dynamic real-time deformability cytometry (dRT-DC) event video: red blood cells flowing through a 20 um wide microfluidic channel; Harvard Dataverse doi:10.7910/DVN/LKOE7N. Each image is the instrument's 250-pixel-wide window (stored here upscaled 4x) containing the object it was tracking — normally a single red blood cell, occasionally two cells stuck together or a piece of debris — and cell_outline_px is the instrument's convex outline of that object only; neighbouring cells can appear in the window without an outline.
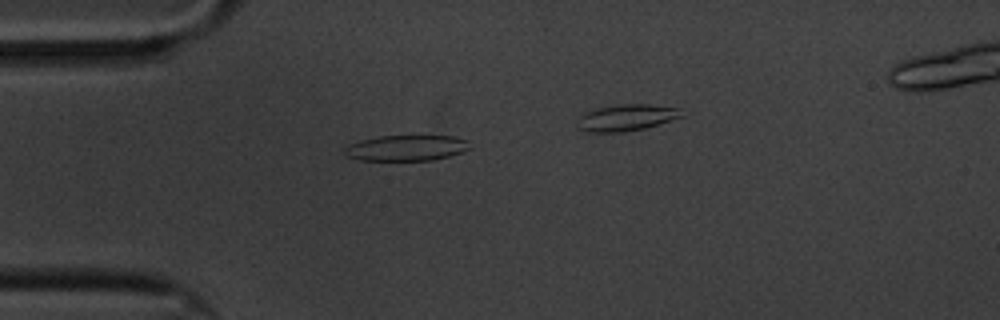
{"species": "common noctule bat (a hibernating species)", "species_latin": "Nyctalus noctula", "temperature_condition": "cold", "stored_images_in_passage": 19, "camera_frame_rate_fps": 3000, "um_per_image_px": 0.085, "animal": {"sex": "male", "body_mass_g": 20.1, "forearm_length_mm": 53.5}, "frame": {"image": 1, "passage_image": 6, "time_ms": 1.667, "image_size_px": [1000, 320], "cell_outline_px": [[472, 148], [464, 152], [432, 160], [360, 160], [344, 156], [344, 148], [348, 144], [380, 136], [452, 136], [468, 140]], "centroid_in_image_um": [34.56, 12.58], "position_along_channel_um": 50.4, "area_um2": 18.79}}
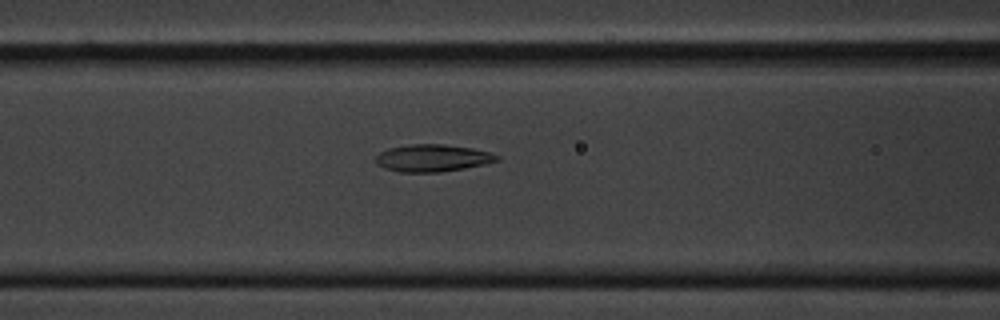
{"frame": {"image": 2, "passage_image": 14, "time_ms": 4.333, "image_size_px": [1000, 320], "cell_outline_px": [[500, 160], [484, 164], [464, 168], [440, 172], [400, 172], [384, 168], [376, 164], [376, 156], [380, 152], [388, 148], [412, 144], [444, 144], [472, 148], [488, 152], [500, 156]], "centroid_in_image_um": [36.75, 13.43], "position_along_channel_um": 129.8, "area_um2": 19.19}}
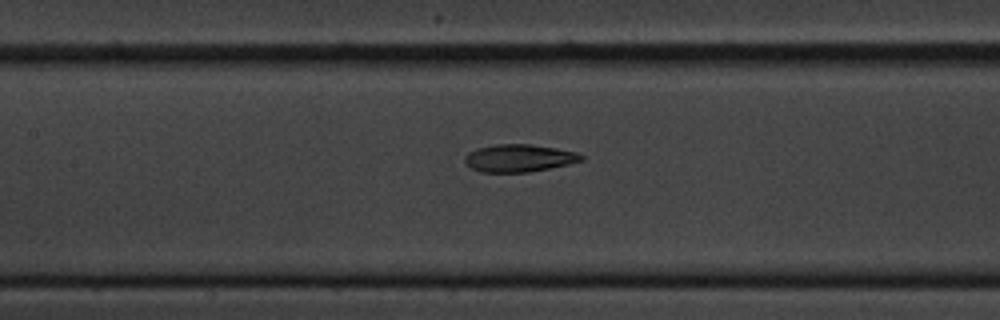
{"frame": {"image": 3, "passage_image": 17, "time_ms": 5.333, "image_size_px": [1000, 320], "cell_outline_px": [[584, 160], [568, 164], [528, 172], [480, 172], [472, 168], [464, 160], [464, 156], [468, 152], [480, 148], [496, 144], [528, 144], [556, 148], [576, 152], [584, 156]], "centroid_in_image_um": [44.12, 13.44], "position_along_channel_um": 163.3, "area_um2": 18.5}}